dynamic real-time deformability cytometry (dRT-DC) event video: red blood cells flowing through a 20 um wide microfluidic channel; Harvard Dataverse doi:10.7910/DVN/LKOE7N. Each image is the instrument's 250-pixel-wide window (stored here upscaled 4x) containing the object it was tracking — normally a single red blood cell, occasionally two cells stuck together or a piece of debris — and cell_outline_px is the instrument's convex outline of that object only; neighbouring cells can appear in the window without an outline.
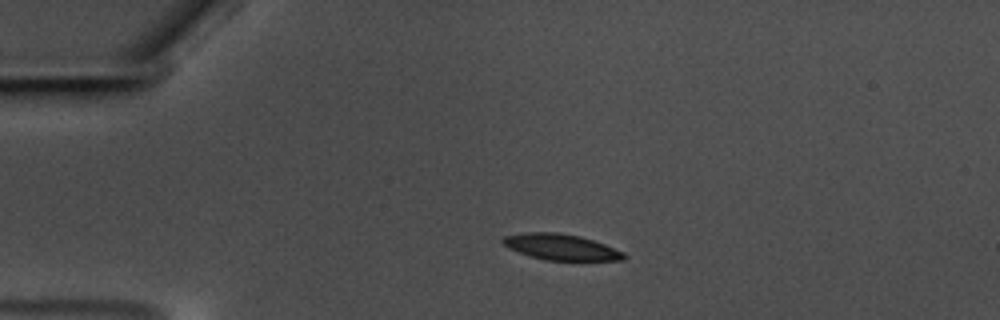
{"species": "common noctule bat (a hibernating species)", "species_latin": "Nyctalus noctula", "temperature_condition": "warm", "stored_images_in_passage": 46, "camera_frame_rate_fps": 3000, "um_per_image_px": 0.085, "animal": {"sex": "male", "body_mass_g": 17.5, "forearm_length_mm": 52.3}, "frame": {"image": 1, "passage_image": 1, "time_ms": 0.0, "image_size_px": [1000, 320], "cell_outline_px": [[628, 256], [624, 260], [544, 260], [508, 248], [500, 240], [504, 236], [524, 232], [556, 232], [580, 236], [604, 244], [624, 252]], "centroid_in_image_um": [47.69, 20.99], "position_along_channel_um": 37.3, "area_um2": 18.21}}
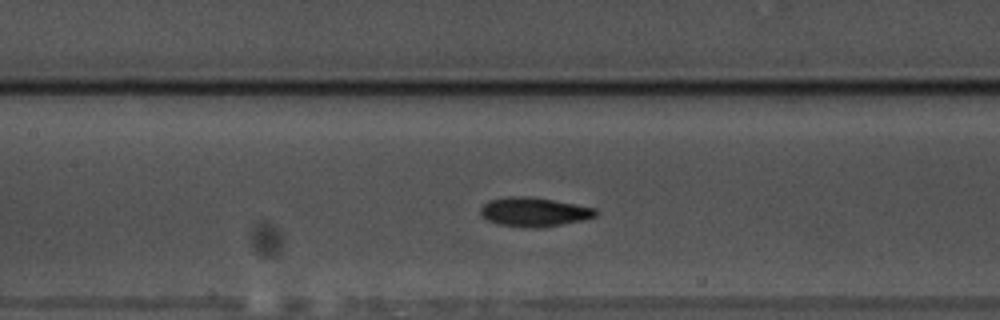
{"frame": {"image": 2, "passage_image": 15, "time_ms": 4.667, "image_size_px": [1000, 320], "cell_outline_px": [[600, 212], [596, 216], [584, 220], [536, 228], [524, 228], [496, 224], [480, 216], [480, 208], [488, 200], [508, 196], [532, 196], [576, 204], [596, 208]], "centroid_in_image_um": [45.38, 18.01], "position_along_channel_um": 162.0, "area_um2": 19.88}}
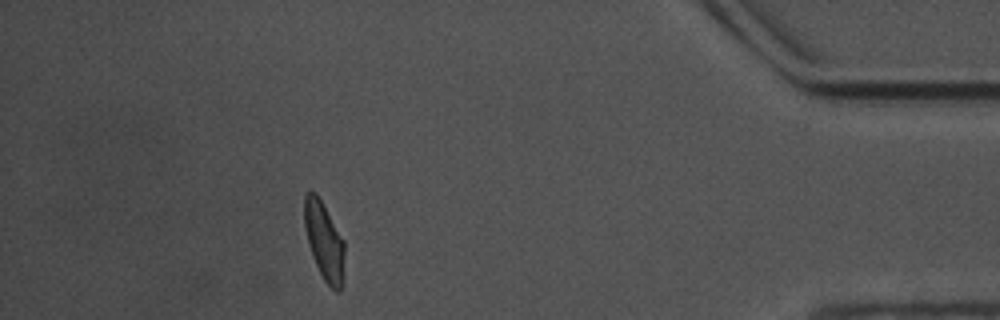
{"frame": {"image": 3, "passage_image": 40, "time_ms": 13.0, "image_size_px": [1000, 320], "cell_outline_px": [[344, 280], [340, 292], [336, 292], [324, 280], [312, 256], [308, 244], [304, 228], [304, 196], [308, 192], [316, 192], [344, 240]], "centroid_in_image_um": [27.56, 20.52], "position_along_channel_um": 407.6, "area_um2": 18.38}, "authors_computed_cell_mechanics": {"area_um2": 18.8428, "velocity_mm_per_s": 3.5345, "shape_relaxation_time_tau1_ms": 4.2838, "shape_relaxation_time_tau2_ms": 2.0211, "deformation_change_tau1": 0.1551, "deformation_change_tau2": 0.0791}}